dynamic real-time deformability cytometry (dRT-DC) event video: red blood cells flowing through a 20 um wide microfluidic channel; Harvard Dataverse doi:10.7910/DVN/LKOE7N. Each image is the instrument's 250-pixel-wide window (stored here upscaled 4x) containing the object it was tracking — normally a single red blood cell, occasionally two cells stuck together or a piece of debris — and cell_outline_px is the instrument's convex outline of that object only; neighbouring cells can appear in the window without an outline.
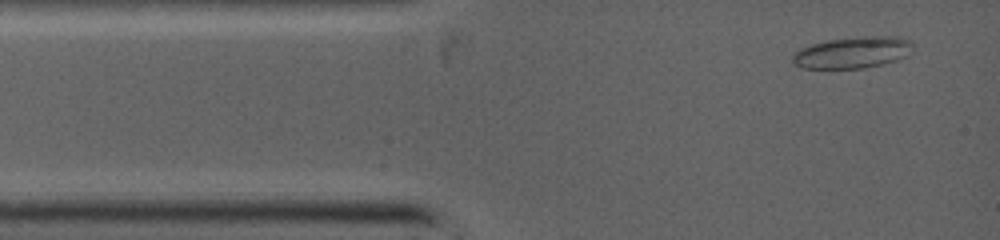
{"species": "common noctule bat (a hibernating species)", "species_latin": "Nyctalus noctula", "temperature_condition": "warm", "stored_images_in_passage": 5, "camera_frame_rate_fps": 5000, "um_per_image_px": 0.085, "animal": {"sex": "female", "body_mass_g": 19.0, "forearm_length_mm": 53.3}, "frame": {"image": 1, "passage_image": 2, "time_ms": 0.4, "image_size_px": [1000, 240], "cell_outline_px": [[912, 52], [908, 56], [896, 60], [864, 68], [800, 68], [792, 64], [792, 52], [800, 48], [812, 44], [828, 40], [864, 36], [900, 36], [912, 40]], "centroid_in_image_um": [72.47, 4.45], "position_along_channel_um": 12.5, "area_um2": 22.37}}
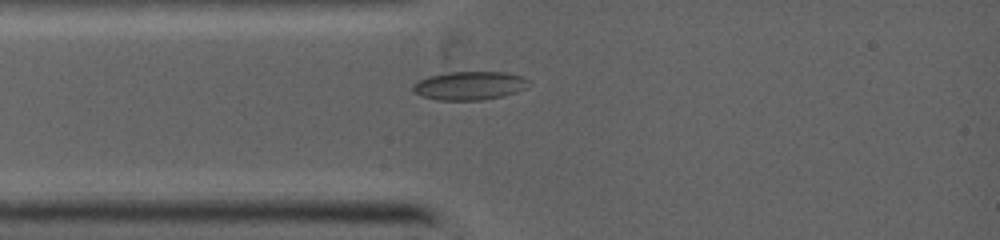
{"frame": {"image": 2, "passage_image": 5, "time_ms": 2.0, "image_size_px": [1000, 240], "cell_outline_px": [[532, 84], [516, 92], [504, 96], [480, 100], [436, 100], [424, 96], [416, 92], [412, 88], [412, 84], [428, 76], [448, 72], [504, 72], [520, 76], [528, 80]], "centroid_in_image_um": [39.92, 7.28], "position_along_channel_um": 45.1, "area_um2": 19.13}}